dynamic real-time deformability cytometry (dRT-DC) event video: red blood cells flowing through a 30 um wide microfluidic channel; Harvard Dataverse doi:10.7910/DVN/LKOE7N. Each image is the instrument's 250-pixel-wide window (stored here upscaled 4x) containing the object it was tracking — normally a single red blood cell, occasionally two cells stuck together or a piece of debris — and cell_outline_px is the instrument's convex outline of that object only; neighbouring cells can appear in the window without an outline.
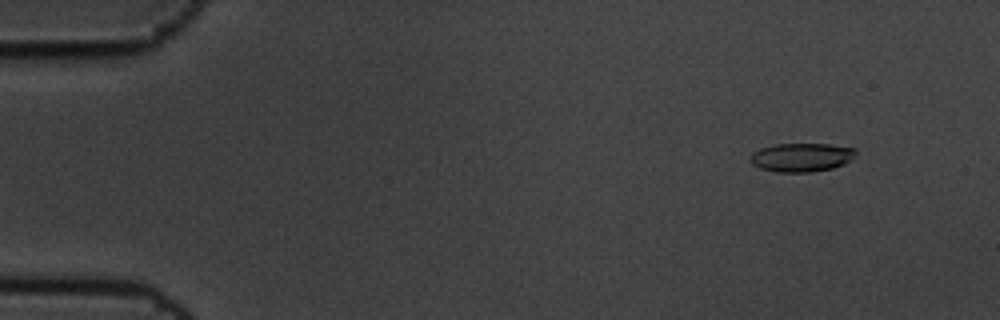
{"species": "common noctule bat (a hibernating species)", "species_latin": "Nyctalus noctula", "temperature_condition": "cold", "stored_images_in_passage": 10, "camera_frame_rate_fps": 3000, "um_per_image_px": 0.085, "animal": {"sex": "male", "body_mass_g": 19.5, "forearm_length_mm": 54.6}, "frame": {"image": 1, "passage_image": 2, "time_ms": 0.333, "image_size_px": [1000, 320], "cell_outline_px": [[856, 156], [844, 164], [832, 168], [812, 172], [776, 172], [760, 168], [752, 164], [752, 152], [760, 148], [776, 144], [828, 144], [856, 148]], "centroid_in_image_um": [68.15, 13.37], "position_along_channel_um": 16.8, "area_um2": 17.63}}
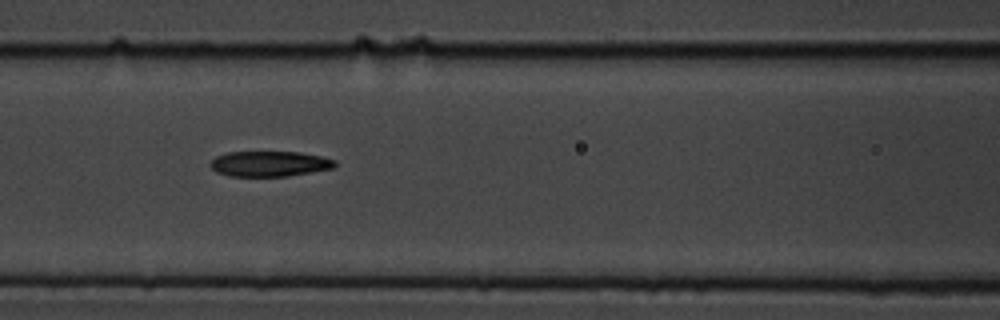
{"frame": {"image": 2, "passage_image": 8, "time_ms": 2.333, "image_size_px": [1000, 320], "cell_outline_px": [[336, 164], [332, 168], [288, 176], [228, 176], [216, 172], [208, 164], [216, 156], [228, 152], [300, 152], [324, 156], [336, 160]], "centroid_in_image_um": [22.9, 13.91], "position_along_channel_um": 143.7, "area_um2": 18.5}}
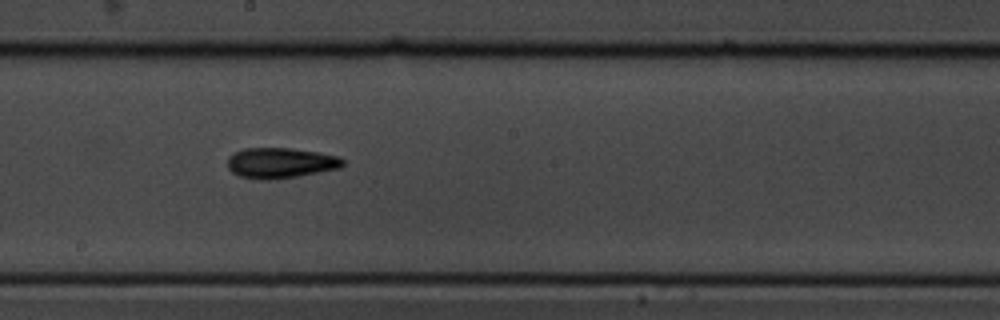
{"frame": {"image": 3, "passage_image": 10, "time_ms": 3.0, "image_size_px": [1000, 320], "cell_outline_px": [[344, 164], [340, 168], [296, 176], [268, 180], [260, 180], [240, 176], [232, 172], [228, 168], [228, 156], [232, 152], [244, 148], [292, 148], [340, 156], [344, 160]], "centroid_in_image_um": [23.82, 13.84], "position_along_channel_um": 224.4, "area_um2": 20.52}}